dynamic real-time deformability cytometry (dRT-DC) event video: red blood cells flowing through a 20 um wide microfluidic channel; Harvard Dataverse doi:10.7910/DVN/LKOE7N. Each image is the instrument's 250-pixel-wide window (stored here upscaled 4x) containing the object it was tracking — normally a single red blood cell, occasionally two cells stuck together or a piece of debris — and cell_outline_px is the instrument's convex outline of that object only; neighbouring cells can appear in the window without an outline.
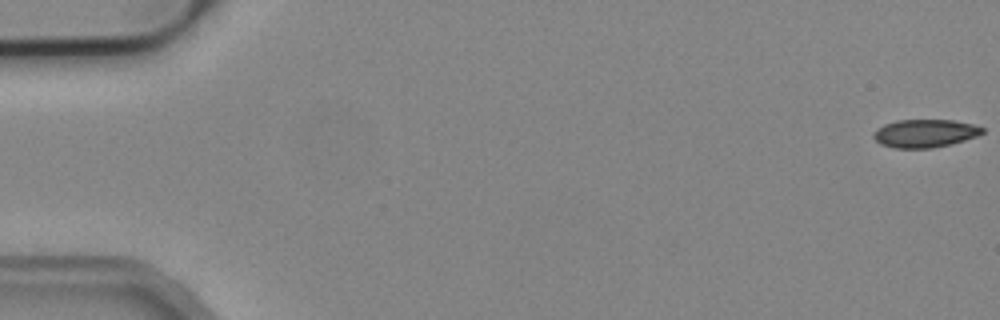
{"species": "common noctule bat (a hibernating species)", "species_latin": "Nyctalus noctula", "temperature_condition": "cold", "stored_images_in_passage": 16, "camera_frame_rate_fps": 3000, "um_per_image_px": 0.085, "animal": {"sex": "male", "body_mass_g": 19.2, "forearm_length_mm": 51.8}, "frame": {"image": 1, "passage_image": 1, "time_ms": 0.0, "image_size_px": [1000, 320], "cell_outline_px": [[984, 132], [976, 136], [964, 140], [932, 148], [896, 148], [880, 144], [872, 136], [876, 128], [884, 124], [896, 120], [952, 120], [972, 124], [984, 128]], "centroid_in_image_um": [78.58, 11.33], "position_along_channel_um": 6.4, "area_um2": 17.69}}